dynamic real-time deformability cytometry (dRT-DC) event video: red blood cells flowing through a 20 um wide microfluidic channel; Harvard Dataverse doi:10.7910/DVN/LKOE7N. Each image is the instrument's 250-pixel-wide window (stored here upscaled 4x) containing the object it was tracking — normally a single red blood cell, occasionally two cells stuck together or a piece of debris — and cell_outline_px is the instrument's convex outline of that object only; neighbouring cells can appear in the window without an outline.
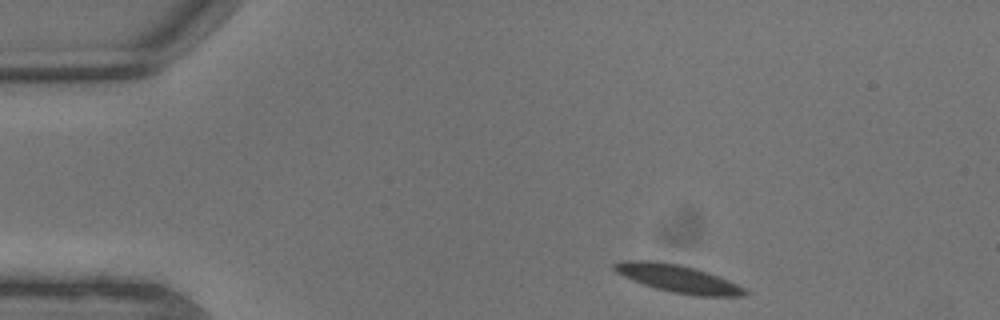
{"species": "common noctule bat (a hibernating species)", "species_latin": "Nyctalus noctula", "temperature_condition": "warm", "stored_images_in_passage": 5, "camera_frame_rate_fps": 3000, "um_per_image_px": 0.085, "animal": {"sex": "male", "body_mass_g": 13.3}, "frame": {"image": 1, "passage_image": 1, "time_ms": 0.0, "image_size_px": [1000, 320], "cell_outline_px": [[748, 292], [744, 296], [692, 296], [672, 292], [656, 288], [632, 280], [616, 272], [612, 268], [612, 264], [624, 260], [656, 260], [680, 264], [696, 268], [708, 272], [728, 280], [744, 288]], "centroid_in_image_um": [57.6, 23.67], "position_along_channel_um": 27.4, "area_um2": 21.15}}
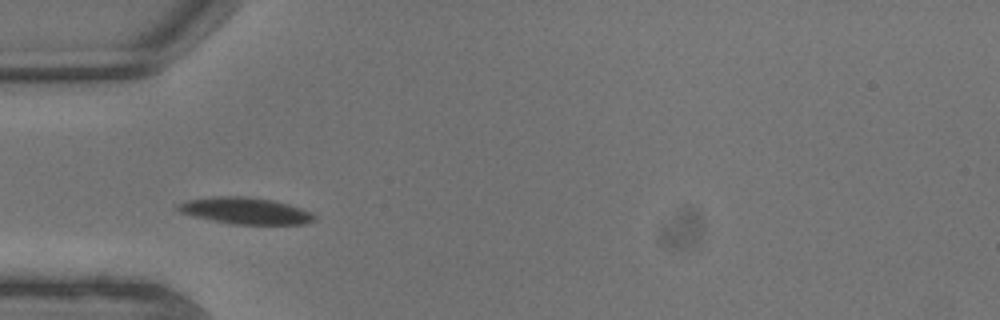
{"frame": {"image": 2, "passage_image": 4, "time_ms": 1.0, "image_size_px": [1000, 320], "cell_outline_px": [[316, 220], [304, 224], [232, 224], [212, 220], [180, 212], [176, 208], [176, 204], [188, 200], [212, 196], [248, 196], [272, 200], [288, 204], [312, 212], [316, 216]], "centroid_in_image_um": [20.88, 17.91], "position_along_channel_um": 64.1, "area_um2": 21.1}}
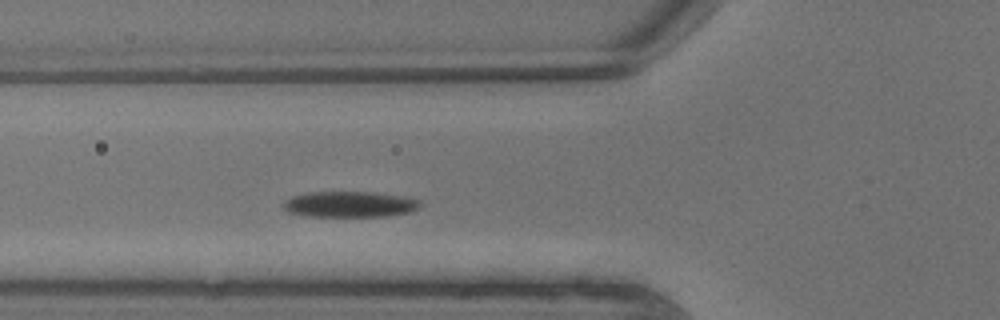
{"frame": {"image": 3, "passage_image": 5, "time_ms": 1.333, "image_size_px": [1000, 320], "cell_outline_px": [[420, 204], [412, 212], [384, 216], [308, 216], [288, 212], [284, 208], [284, 200], [292, 196], [308, 192], [372, 192], [404, 196], [420, 200]], "centroid_in_image_um": [29.72, 17.36], "position_along_channel_um": 96.1, "area_um2": 20.52}}